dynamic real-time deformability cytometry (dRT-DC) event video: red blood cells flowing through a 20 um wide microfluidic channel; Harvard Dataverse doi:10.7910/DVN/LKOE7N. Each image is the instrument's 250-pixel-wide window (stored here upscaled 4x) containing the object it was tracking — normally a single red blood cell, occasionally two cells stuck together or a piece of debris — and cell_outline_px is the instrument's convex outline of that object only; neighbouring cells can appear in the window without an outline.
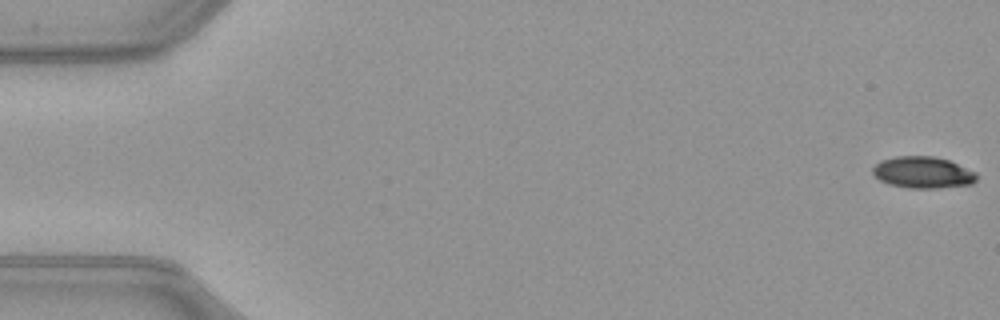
{"species": "common noctule bat (a hibernating species)", "species_latin": "Nyctalus noctula", "temperature_condition": "warm", "stored_images_in_passage": 52, "camera_frame_rate_fps": 3000, "um_per_image_px": 0.085, "animal": {"sex": "female", "body_mass_g": 21.9}, "frame": {"image": 1, "passage_image": 1, "time_ms": 0.0, "image_size_px": [1000, 320], "cell_outline_px": [[976, 180], [972, 184], [936, 188], [908, 188], [888, 184], [880, 180], [872, 172], [872, 168], [880, 160], [896, 156], [932, 156], [948, 160], [976, 172]], "centroid_in_image_um": [78.42, 14.66], "position_along_channel_um": 6.6, "area_um2": 19.07}}
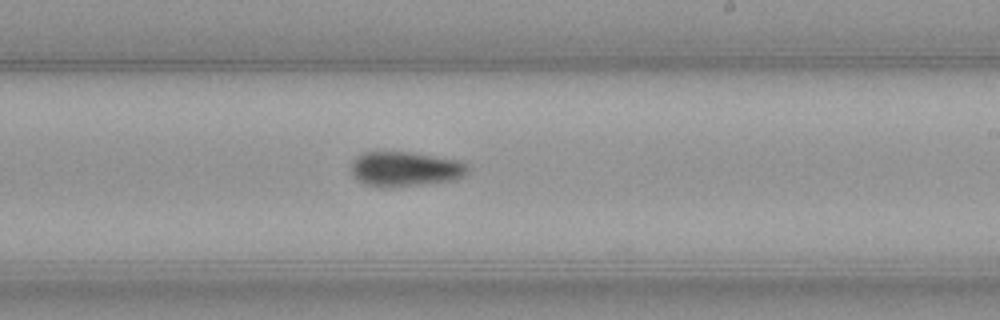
{"frame": {"image": 2, "passage_image": 31, "time_ms": 10.0, "image_size_px": [1000, 320], "cell_outline_px": [[472, 168], [464, 176], [456, 180], [388, 188], [384, 188], [364, 184], [352, 176], [352, 160], [356, 156], [364, 152], [408, 152], [464, 160]], "centroid_in_image_um": [34.5, 14.37], "position_along_channel_um": 254.5, "area_um2": 24.16}}
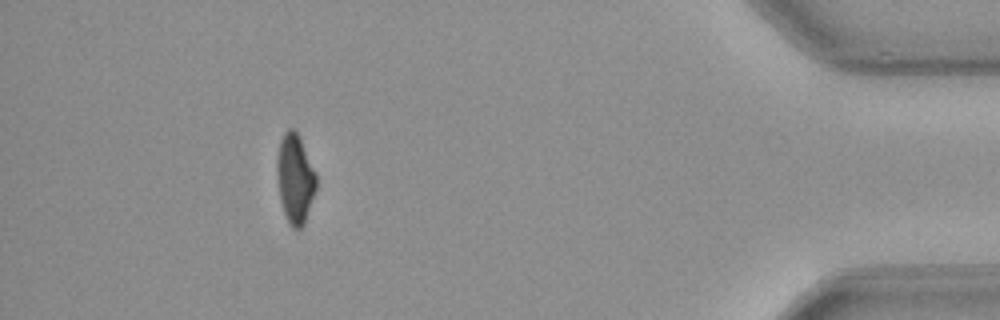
{"frame": {"image": 3, "passage_image": 47, "time_ms": 15.333, "image_size_px": [1000, 320], "cell_outline_px": [[316, 188], [304, 224], [300, 228], [292, 228], [284, 212], [280, 200], [276, 168], [276, 160], [280, 140], [284, 132], [288, 128], [292, 128], [300, 136], [316, 172]], "centroid_in_image_um": [25.08, 15.14], "position_along_channel_um": 410.1, "area_um2": 20.4}, "authors_computed_cell_mechanics": {"area_um2": 21.6461, "velocity_mm_per_s": 4.0354, "shape_relaxation_time_tau1_ms": 6.2784, "shape_relaxation_time_tau2_ms": null, "deformation_change_tau1": 0.1721, "deformation_change_tau2": null}}